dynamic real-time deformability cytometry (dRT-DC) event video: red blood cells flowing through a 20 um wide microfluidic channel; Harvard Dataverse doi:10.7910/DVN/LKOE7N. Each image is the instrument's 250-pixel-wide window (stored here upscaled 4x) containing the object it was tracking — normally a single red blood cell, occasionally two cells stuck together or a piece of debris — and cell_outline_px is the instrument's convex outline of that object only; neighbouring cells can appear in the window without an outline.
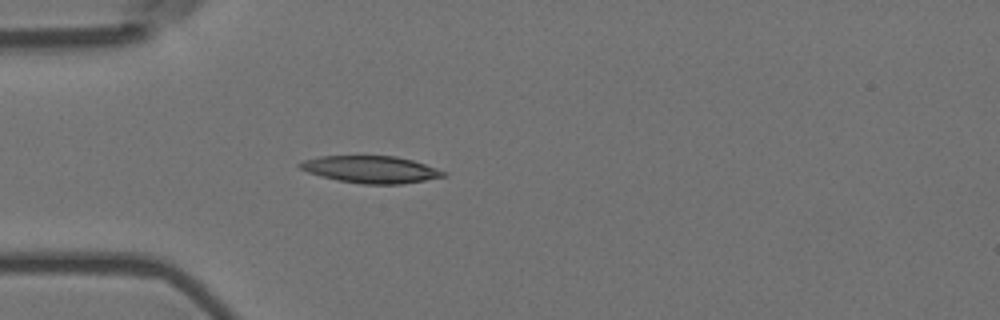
{"species": "Egyptian fruit bat (a non-hibernating species)", "species_latin": "Rousettus aegyptiacus", "temperature_condition": "room temperature", "stored_images_in_passage": 4, "camera_frame_rate_fps": 3000, "um_per_image_px": 0.085, "animal": {"sex": "female"}, "frame": {"image": 1, "passage_image": 4, "time_ms": 1.0, "image_size_px": [1000, 320], "cell_outline_px": [[448, 176], [400, 184], [360, 184], [336, 180], [320, 176], [308, 172], [300, 168], [296, 164], [304, 160], [320, 156], [396, 156], [412, 160], [448, 172]], "centroid_in_image_um": [31.52, 14.4], "position_along_channel_um": 53.5, "area_um2": 22.72}}